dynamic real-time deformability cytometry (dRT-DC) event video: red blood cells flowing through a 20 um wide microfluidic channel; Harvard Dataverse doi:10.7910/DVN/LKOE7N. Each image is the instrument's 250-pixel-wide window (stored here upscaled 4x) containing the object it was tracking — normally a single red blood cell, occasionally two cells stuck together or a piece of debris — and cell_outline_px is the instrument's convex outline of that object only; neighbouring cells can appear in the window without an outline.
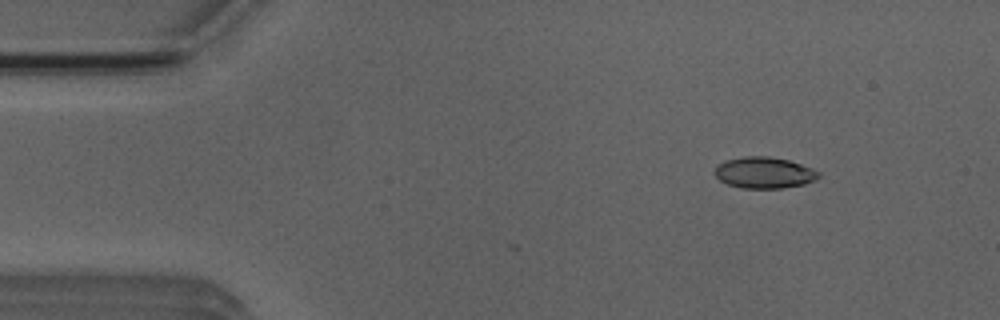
{"species": "Egyptian fruit bat (a non-hibernating species)", "species_latin": "Rousettus aegyptiacus", "temperature_condition": "room temperature", "stored_images_in_passage": 7, "camera_frame_rate_fps": 3000, "um_per_image_px": 0.085, "animal": {"sex": "male"}, "frame": {"image": 1, "passage_image": 2, "time_ms": 0.333, "image_size_px": [1000, 320], "cell_outline_px": [[820, 176], [816, 180], [804, 184], [780, 188], [740, 188], [728, 184], [720, 180], [712, 172], [724, 160], [744, 156], [768, 156], [788, 160], [812, 168], [820, 172]], "centroid_in_image_um": [64.95, 14.67], "position_along_channel_um": 20.0, "area_um2": 18.96}}